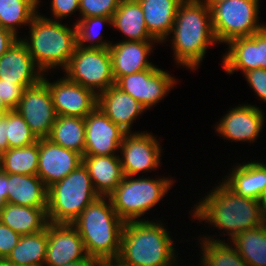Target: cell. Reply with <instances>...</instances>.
<instances>
[{
    "instance_id": "cell-12",
    "label": "cell",
    "mask_w": 266,
    "mask_h": 266,
    "mask_svg": "<svg viewBox=\"0 0 266 266\" xmlns=\"http://www.w3.org/2000/svg\"><path fill=\"white\" fill-rule=\"evenodd\" d=\"M84 156L114 155L127 132L113 123L98 107L85 118Z\"/></svg>"
},
{
    "instance_id": "cell-21",
    "label": "cell",
    "mask_w": 266,
    "mask_h": 266,
    "mask_svg": "<svg viewBox=\"0 0 266 266\" xmlns=\"http://www.w3.org/2000/svg\"><path fill=\"white\" fill-rule=\"evenodd\" d=\"M151 41H122L110 45L112 72L115 81L125 75L141 72L154 65L147 61L152 51Z\"/></svg>"
},
{
    "instance_id": "cell-10",
    "label": "cell",
    "mask_w": 266,
    "mask_h": 266,
    "mask_svg": "<svg viewBox=\"0 0 266 266\" xmlns=\"http://www.w3.org/2000/svg\"><path fill=\"white\" fill-rule=\"evenodd\" d=\"M16 110L37 139L49 137L57 114L49 87L43 80L24 89Z\"/></svg>"
},
{
    "instance_id": "cell-7",
    "label": "cell",
    "mask_w": 266,
    "mask_h": 266,
    "mask_svg": "<svg viewBox=\"0 0 266 266\" xmlns=\"http://www.w3.org/2000/svg\"><path fill=\"white\" fill-rule=\"evenodd\" d=\"M124 176L117 188L108 196L117 215L124 221H136L156 206L172 186L169 179H130Z\"/></svg>"
},
{
    "instance_id": "cell-50",
    "label": "cell",
    "mask_w": 266,
    "mask_h": 266,
    "mask_svg": "<svg viewBox=\"0 0 266 266\" xmlns=\"http://www.w3.org/2000/svg\"><path fill=\"white\" fill-rule=\"evenodd\" d=\"M264 206H265V209H266V196H265V198H264Z\"/></svg>"
},
{
    "instance_id": "cell-22",
    "label": "cell",
    "mask_w": 266,
    "mask_h": 266,
    "mask_svg": "<svg viewBox=\"0 0 266 266\" xmlns=\"http://www.w3.org/2000/svg\"><path fill=\"white\" fill-rule=\"evenodd\" d=\"M82 163L87 168L93 186L101 197H108L124 179L120 157L83 156Z\"/></svg>"
},
{
    "instance_id": "cell-24",
    "label": "cell",
    "mask_w": 266,
    "mask_h": 266,
    "mask_svg": "<svg viewBox=\"0 0 266 266\" xmlns=\"http://www.w3.org/2000/svg\"><path fill=\"white\" fill-rule=\"evenodd\" d=\"M141 5L150 36L163 42L171 34L176 12L183 0H137Z\"/></svg>"
},
{
    "instance_id": "cell-16",
    "label": "cell",
    "mask_w": 266,
    "mask_h": 266,
    "mask_svg": "<svg viewBox=\"0 0 266 266\" xmlns=\"http://www.w3.org/2000/svg\"><path fill=\"white\" fill-rule=\"evenodd\" d=\"M82 157L74 150L63 148L48 138H41L37 176L48 188L82 164Z\"/></svg>"
},
{
    "instance_id": "cell-47",
    "label": "cell",
    "mask_w": 266,
    "mask_h": 266,
    "mask_svg": "<svg viewBox=\"0 0 266 266\" xmlns=\"http://www.w3.org/2000/svg\"><path fill=\"white\" fill-rule=\"evenodd\" d=\"M225 0H204V5L211 9L214 5Z\"/></svg>"
},
{
    "instance_id": "cell-9",
    "label": "cell",
    "mask_w": 266,
    "mask_h": 266,
    "mask_svg": "<svg viewBox=\"0 0 266 266\" xmlns=\"http://www.w3.org/2000/svg\"><path fill=\"white\" fill-rule=\"evenodd\" d=\"M65 72L69 81L92 90L96 95L115 85L109 48L77 46Z\"/></svg>"
},
{
    "instance_id": "cell-51",
    "label": "cell",
    "mask_w": 266,
    "mask_h": 266,
    "mask_svg": "<svg viewBox=\"0 0 266 266\" xmlns=\"http://www.w3.org/2000/svg\"><path fill=\"white\" fill-rule=\"evenodd\" d=\"M120 1L122 2V1H137V0H120Z\"/></svg>"
},
{
    "instance_id": "cell-40",
    "label": "cell",
    "mask_w": 266,
    "mask_h": 266,
    "mask_svg": "<svg viewBox=\"0 0 266 266\" xmlns=\"http://www.w3.org/2000/svg\"><path fill=\"white\" fill-rule=\"evenodd\" d=\"M53 17L57 20L79 10V0H52Z\"/></svg>"
},
{
    "instance_id": "cell-34",
    "label": "cell",
    "mask_w": 266,
    "mask_h": 266,
    "mask_svg": "<svg viewBox=\"0 0 266 266\" xmlns=\"http://www.w3.org/2000/svg\"><path fill=\"white\" fill-rule=\"evenodd\" d=\"M105 23L112 25V17L95 16L81 18L78 20L75 24L78 46L83 48H109L111 44L109 42L107 43L106 41H102L100 38L101 34L99 29H101L102 24ZM97 28H99L98 31ZM99 38L100 40L98 41ZM94 40L97 42H93ZM86 42H92V44L86 46L84 44Z\"/></svg>"
},
{
    "instance_id": "cell-45",
    "label": "cell",
    "mask_w": 266,
    "mask_h": 266,
    "mask_svg": "<svg viewBox=\"0 0 266 266\" xmlns=\"http://www.w3.org/2000/svg\"><path fill=\"white\" fill-rule=\"evenodd\" d=\"M94 259H80L77 261H71L60 266H92Z\"/></svg>"
},
{
    "instance_id": "cell-29",
    "label": "cell",
    "mask_w": 266,
    "mask_h": 266,
    "mask_svg": "<svg viewBox=\"0 0 266 266\" xmlns=\"http://www.w3.org/2000/svg\"><path fill=\"white\" fill-rule=\"evenodd\" d=\"M48 139L53 143L62 146L63 148L74 150L84 156V118L57 116Z\"/></svg>"
},
{
    "instance_id": "cell-27",
    "label": "cell",
    "mask_w": 266,
    "mask_h": 266,
    "mask_svg": "<svg viewBox=\"0 0 266 266\" xmlns=\"http://www.w3.org/2000/svg\"><path fill=\"white\" fill-rule=\"evenodd\" d=\"M48 245V225L45 230L21 235L17 245L4 260L10 266H44Z\"/></svg>"
},
{
    "instance_id": "cell-35",
    "label": "cell",
    "mask_w": 266,
    "mask_h": 266,
    "mask_svg": "<svg viewBox=\"0 0 266 266\" xmlns=\"http://www.w3.org/2000/svg\"><path fill=\"white\" fill-rule=\"evenodd\" d=\"M6 135L9 149L24 147L38 140L16 109L6 113Z\"/></svg>"
},
{
    "instance_id": "cell-32",
    "label": "cell",
    "mask_w": 266,
    "mask_h": 266,
    "mask_svg": "<svg viewBox=\"0 0 266 266\" xmlns=\"http://www.w3.org/2000/svg\"><path fill=\"white\" fill-rule=\"evenodd\" d=\"M39 0H0V26L17 35L16 27L30 24Z\"/></svg>"
},
{
    "instance_id": "cell-49",
    "label": "cell",
    "mask_w": 266,
    "mask_h": 266,
    "mask_svg": "<svg viewBox=\"0 0 266 266\" xmlns=\"http://www.w3.org/2000/svg\"><path fill=\"white\" fill-rule=\"evenodd\" d=\"M0 266H10L4 260H0Z\"/></svg>"
},
{
    "instance_id": "cell-23",
    "label": "cell",
    "mask_w": 266,
    "mask_h": 266,
    "mask_svg": "<svg viewBox=\"0 0 266 266\" xmlns=\"http://www.w3.org/2000/svg\"><path fill=\"white\" fill-rule=\"evenodd\" d=\"M237 195L264 201L266 196V164H240L223 181Z\"/></svg>"
},
{
    "instance_id": "cell-44",
    "label": "cell",
    "mask_w": 266,
    "mask_h": 266,
    "mask_svg": "<svg viewBox=\"0 0 266 266\" xmlns=\"http://www.w3.org/2000/svg\"><path fill=\"white\" fill-rule=\"evenodd\" d=\"M92 266H127L117 258H98L94 259Z\"/></svg>"
},
{
    "instance_id": "cell-33",
    "label": "cell",
    "mask_w": 266,
    "mask_h": 266,
    "mask_svg": "<svg viewBox=\"0 0 266 266\" xmlns=\"http://www.w3.org/2000/svg\"><path fill=\"white\" fill-rule=\"evenodd\" d=\"M203 241V266H249L230 244L208 237Z\"/></svg>"
},
{
    "instance_id": "cell-2",
    "label": "cell",
    "mask_w": 266,
    "mask_h": 266,
    "mask_svg": "<svg viewBox=\"0 0 266 266\" xmlns=\"http://www.w3.org/2000/svg\"><path fill=\"white\" fill-rule=\"evenodd\" d=\"M171 33L176 61L190 69H196L208 45L217 42L211 9L201 0H183L179 4Z\"/></svg>"
},
{
    "instance_id": "cell-18",
    "label": "cell",
    "mask_w": 266,
    "mask_h": 266,
    "mask_svg": "<svg viewBox=\"0 0 266 266\" xmlns=\"http://www.w3.org/2000/svg\"><path fill=\"white\" fill-rule=\"evenodd\" d=\"M36 63L21 38L18 39L0 57V79L4 82H14L24 89L38 84L43 78V72ZM38 71H35V70Z\"/></svg>"
},
{
    "instance_id": "cell-19",
    "label": "cell",
    "mask_w": 266,
    "mask_h": 266,
    "mask_svg": "<svg viewBox=\"0 0 266 266\" xmlns=\"http://www.w3.org/2000/svg\"><path fill=\"white\" fill-rule=\"evenodd\" d=\"M264 116L262 111L251 105L232 108L217 125L221 136L233 141H254L258 137Z\"/></svg>"
},
{
    "instance_id": "cell-30",
    "label": "cell",
    "mask_w": 266,
    "mask_h": 266,
    "mask_svg": "<svg viewBox=\"0 0 266 266\" xmlns=\"http://www.w3.org/2000/svg\"><path fill=\"white\" fill-rule=\"evenodd\" d=\"M231 242L249 266H266V223L240 232Z\"/></svg>"
},
{
    "instance_id": "cell-17",
    "label": "cell",
    "mask_w": 266,
    "mask_h": 266,
    "mask_svg": "<svg viewBox=\"0 0 266 266\" xmlns=\"http://www.w3.org/2000/svg\"><path fill=\"white\" fill-rule=\"evenodd\" d=\"M80 259H93L72 224L48 223V245L44 266H60Z\"/></svg>"
},
{
    "instance_id": "cell-46",
    "label": "cell",
    "mask_w": 266,
    "mask_h": 266,
    "mask_svg": "<svg viewBox=\"0 0 266 266\" xmlns=\"http://www.w3.org/2000/svg\"><path fill=\"white\" fill-rule=\"evenodd\" d=\"M11 109L5 104V102L0 97V116H4Z\"/></svg>"
},
{
    "instance_id": "cell-4",
    "label": "cell",
    "mask_w": 266,
    "mask_h": 266,
    "mask_svg": "<svg viewBox=\"0 0 266 266\" xmlns=\"http://www.w3.org/2000/svg\"><path fill=\"white\" fill-rule=\"evenodd\" d=\"M105 198L100 196L89 204L72 223L83 240L87 255L93 259L117 258L121 249L125 222L115 212L110 198Z\"/></svg>"
},
{
    "instance_id": "cell-6",
    "label": "cell",
    "mask_w": 266,
    "mask_h": 266,
    "mask_svg": "<svg viewBox=\"0 0 266 266\" xmlns=\"http://www.w3.org/2000/svg\"><path fill=\"white\" fill-rule=\"evenodd\" d=\"M100 196L87 168L80 164L47 190V218L50 223L72 224L82 211Z\"/></svg>"
},
{
    "instance_id": "cell-36",
    "label": "cell",
    "mask_w": 266,
    "mask_h": 266,
    "mask_svg": "<svg viewBox=\"0 0 266 266\" xmlns=\"http://www.w3.org/2000/svg\"><path fill=\"white\" fill-rule=\"evenodd\" d=\"M120 0H79V11L83 18L103 16L113 17Z\"/></svg>"
},
{
    "instance_id": "cell-20",
    "label": "cell",
    "mask_w": 266,
    "mask_h": 266,
    "mask_svg": "<svg viewBox=\"0 0 266 266\" xmlns=\"http://www.w3.org/2000/svg\"><path fill=\"white\" fill-rule=\"evenodd\" d=\"M97 107L127 133L133 120L145 111L137 100L115 85L97 95Z\"/></svg>"
},
{
    "instance_id": "cell-43",
    "label": "cell",
    "mask_w": 266,
    "mask_h": 266,
    "mask_svg": "<svg viewBox=\"0 0 266 266\" xmlns=\"http://www.w3.org/2000/svg\"><path fill=\"white\" fill-rule=\"evenodd\" d=\"M8 199V174L0 170V201L7 204Z\"/></svg>"
},
{
    "instance_id": "cell-41",
    "label": "cell",
    "mask_w": 266,
    "mask_h": 266,
    "mask_svg": "<svg viewBox=\"0 0 266 266\" xmlns=\"http://www.w3.org/2000/svg\"><path fill=\"white\" fill-rule=\"evenodd\" d=\"M8 29L0 26V57L19 39Z\"/></svg>"
},
{
    "instance_id": "cell-13",
    "label": "cell",
    "mask_w": 266,
    "mask_h": 266,
    "mask_svg": "<svg viewBox=\"0 0 266 266\" xmlns=\"http://www.w3.org/2000/svg\"><path fill=\"white\" fill-rule=\"evenodd\" d=\"M157 139L148 133H127L120 146L124 176H134L159 166L161 149Z\"/></svg>"
},
{
    "instance_id": "cell-26",
    "label": "cell",
    "mask_w": 266,
    "mask_h": 266,
    "mask_svg": "<svg viewBox=\"0 0 266 266\" xmlns=\"http://www.w3.org/2000/svg\"><path fill=\"white\" fill-rule=\"evenodd\" d=\"M0 221L20 235L34 234L46 229L49 221L47 208H35L7 203Z\"/></svg>"
},
{
    "instance_id": "cell-1",
    "label": "cell",
    "mask_w": 266,
    "mask_h": 266,
    "mask_svg": "<svg viewBox=\"0 0 266 266\" xmlns=\"http://www.w3.org/2000/svg\"><path fill=\"white\" fill-rule=\"evenodd\" d=\"M197 219L227 230L233 240L240 232L266 223L263 201L237 195L224 182L194 208Z\"/></svg>"
},
{
    "instance_id": "cell-42",
    "label": "cell",
    "mask_w": 266,
    "mask_h": 266,
    "mask_svg": "<svg viewBox=\"0 0 266 266\" xmlns=\"http://www.w3.org/2000/svg\"><path fill=\"white\" fill-rule=\"evenodd\" d=\"M9 149V142L6 135V114L0 116V155Z\"/></svg>"
},
{
    "instance_id": "cell-8",
    "label": "cell",
    "mask_w": 266,
    "mask_h": 266,
    "mask_svg": "<svg viewBox=\"0 0 266 266\" xmlns=\"http://www.w3.org/2000/svg\"><path fill=\"white\" fill-rule=\"evenodd\" d=\"M259 0H225L211 8L212 27L217 42L228 43L238 37L251 36L265 26L257 24Z\"/></svg>"
},
{
    "instance_id": "cell-31",
    "label": "cell",
    "mask_w": 266,
    "mask_h": 266,
    "mask_svg": "<svg viewBox=\"0 0 266 266\" xmlns=\"http://www.w3.org/2000/svg\"><path fill=\"white\" fill-rule=\"evenodd\" d=\"M39 139L24 147L10 148L0 155V170L7 174L37 175Z\"/></svg>"
},
{
    "instance_id": "cell-15",
    "label": "cell",
    "mask_w": 266,
    "mask_h": 266,
    "mask_svg": "<svg viewBox=\"0 0 266 266\" xmlns=\"http://www.w3.org/2000/svg\"><path fill=\"white\" fill-rule=\"evenodd\" d=\"M227 44L229 51L223 56V67L228 74L266 69V25L251 36L234 38Z\"/></svg>"
},
{
    "instance_id": "cell-14",
    "label": "cell",
    "mask_w": 266,
    "mask_h": 266,
    "mask_svg": "<svg viewBox=\"0 0 266 266\" xmlns=\"http://www.w3.org/2000/svg\"><path fill=\"white\" fill-rule=\"evenodd\" d=\"M48 85L57 116L85 118L97 107V95L80 84L69 81L66 77Z\"/></svg>"
},
{
    "instance_id": "cell-11",
    "label": "cell",
    "mask_w": 266,
    "mask_h": 266,
    "mask_svg": "<svg viewBox=\"0 0 266 266\" xmlns=\"http://www.w3.org/2000/svg\"><path fill=\"white\" fill-rule=\"evenodd\" d=\"M175 82L166 71L153 66L138 73L119 77L115 81V86L131 95L145 109H149L166 96Z\"/></svg>"
},
{
    "instance_id": "cell-25",
    "label": "cell",
    "mask_w": 266,
    "mask_h": 266,
    "mask_svg": "<svg viewBox=\"0 0 266 266\" xmlns=\"http://www.w3.org/2000/svg\"><path fill=\"white\" fill-rule=\"evenodd\" d=\"M47 190L37 175L8 174L7 203L47 208Z\"/></svg>"
},
{
    "instance_id": "cell-28",
    "label": "cell",
    "mask_w": 266,
    "mask_h": 266,
    "mask_svg": "<svg viewBox=\"0 0 266 266\" xmlns=\"http://www.w3.org/2000/svg\"><path fill=\"white\" fill-rule=\"evenodd\" d=\"M144 13L138 1H122L112 17V26L120 30L128 40L154 41L147 28Z\"/></svg>"
},
{
    "instance_id": "cell-37",
    "label": "cell",
    "mask_w": 266,
    "mask_h": 266,
    "mask_svg": "<svg viewBox=\"0 0 266 266\" xmlns=\"http://www.w3.org/2000/svg\"><path fill=\"white\" fill-rule=\"evenodd\" d=\"M23 91L22 86L0 79V97L11 110L18 107Z\"/></svg>"
},
{
    "instance_id": "cell-38",
    "label": "cell",
    "mask_w": 266,
    "mask_h": 266,
    "mask_svg": "<svg viewBox=\"0 0 266 266\" xmlns=\"http://www.w3.org/2000/svg\"><path fill=\"white\" fill-rule=\"evenodd\" d=\"M21 235L0 221V260H5L17 245Z\"/></svg>"
},
{
    "instance_id": "cell-3",
    "label": "cell",
    "mask_w": 266,
    "mask_h": 266,
    "mask_svg": "<svg viewBox=\"0 0 266 266\" xmlns=\"http://www.w3.org/2000/svg\"><path fill=\"white\" fill-rule=\"evenodd\" d=\"M173 242L163 224L145 219L128 221L118 258L127 266H174Z\"/></svg>"
},
{
    "instance_id": "cell-39",
    "label": "cell",
    "mask_w": 266,
    "mask_h": 266,
    "mask_svg": "<svg viewBox=\"0 0 266 266\" xmlns=\"http://www.w3.org/2000/svg\"><path fill=\"white\" fill-rule=\"evenodd\" d=\"M244 75L250 87L266 102V69L258 68L245 72Z\"/></svg>"
},
{
    "instance_id": "cell-48",
    "label": "cell",
    "mask_w": 266,
    "mask_h": 266,
    "mask_svg": "<svg viewBox=\"0 0 266 266\" xmlns=\"http://www.w3.org/2000/svg\"><path fill=\"white\" fill-rule=\"evenodd\" d=\"M4 206L5 204L2 201H0V217H1L2 210L4 209Z\"/></svg>"
},
{
    "instance_id": "cell-5",
    "label": "cell",
    "mask_w": 266,
    "mask_h": 266,
    "mask_svg": "<svg viewBox=\"0 0 266 266\" xmlns=\"http://www.w3.org/2000/svg\"><path fill=\"white\" fill-rule=\"evenodd\" d=\"M30 26V41L21 40L39 70L44 72L59 65L65 69L78 46L75 24L74 29L67 28L56 20L36 14Z\"/></svg>"
}]
</instances>
